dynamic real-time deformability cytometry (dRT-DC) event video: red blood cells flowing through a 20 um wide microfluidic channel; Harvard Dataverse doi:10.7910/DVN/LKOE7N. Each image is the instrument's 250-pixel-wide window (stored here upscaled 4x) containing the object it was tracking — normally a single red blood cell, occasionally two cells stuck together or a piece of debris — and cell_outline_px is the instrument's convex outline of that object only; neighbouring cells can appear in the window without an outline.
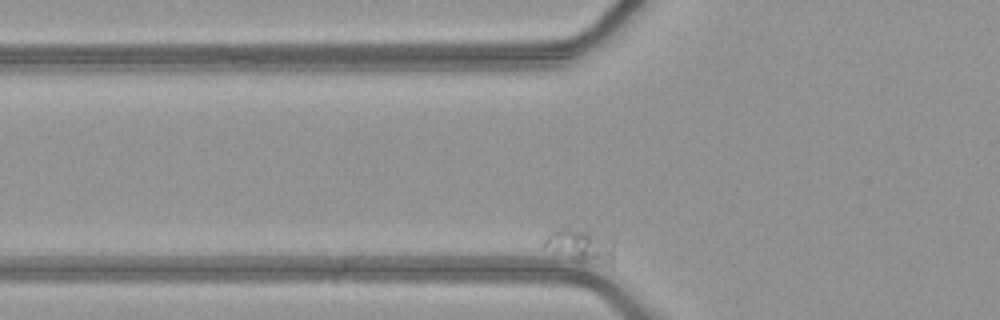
{"species": "common noctule bat (a hibernating species)", "species_latin": "Nyctalus noctula", "temperature_condition": "warm", "stored_images_in_passage": 50, "segment_of_instrument_passage": [1, 2], "camera_frame_rate_fps": 3000, "um_per_image_px": 0.085, "animal": {"sex": "female", "body_mass_g": 21.9}, "frame": {"image": 1, "passage_image": 9, "time_ms": 2.667, "image_size_px": [1000, 320], "cell_outline_px": [[612, 268], [580, 260], [544, 244], [544, 240], [548, 232], [560, 228], [568, 228], [588, 232], [596, 236], [612, 252]], "centroid_in_image_um": [49.3, 20.9], "position_along_channel_um": 76.5, "area_um2": 11.68}}
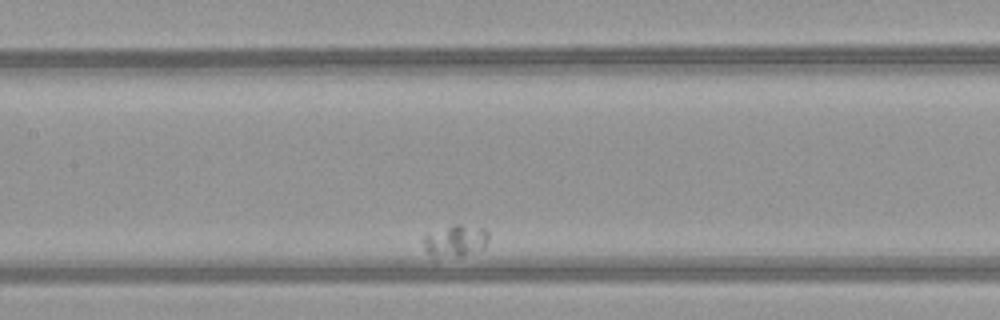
{"frame": {"image": 2, "passage_image": 20, "time_ms": 6.333, "image_size_px": [1000, 320], "cell_outline_px": [[488, 240], [484, 248], [460, 256], [432, 260], [424, 248], [424, 236], [452, 224], [460, 224], [484, 228], [488, 232]], "centroid_in_image_um": [38.68, 20.5], "position_along_channel_um": 168.7, "area_um2": 12.31}}
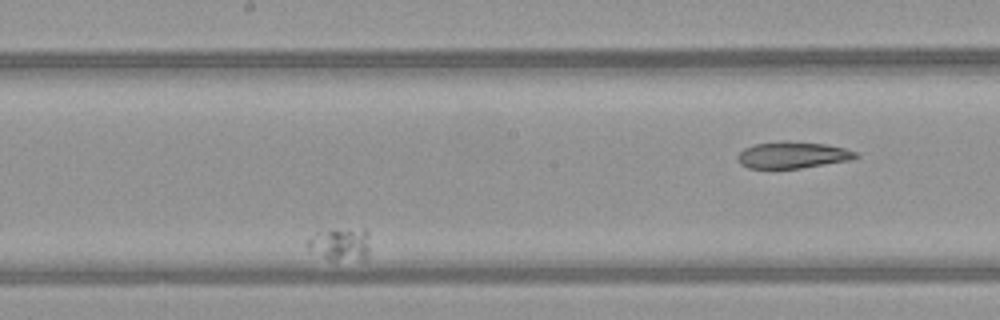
{"frame": {"image": 3, "passage_image": 26, "time_ms": 8.333, "image_size_px": [1000, 320], "cell_outline_px": [[368, 252], [364, 256], [336, 260], [332, 260], [308, 248], [308, 240], [316, 232], [364, 228], [368, 232]], "centroid_in_image_um": [28.93, 20.71], "position_along_channel_um": 219.3, "area_um2": 11.04}}